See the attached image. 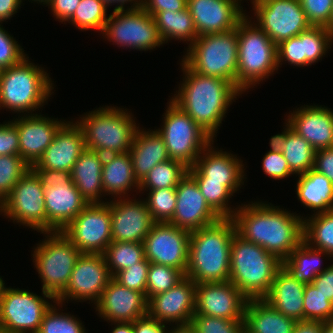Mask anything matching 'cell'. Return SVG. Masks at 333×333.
<instances>
[{"mask_svg":"<svg viewBox=\"0 0 333 333\" xmlns=\"http://www.w3.org/2000/svg\"><path fill=\"white\" fill-rule=\"evenodd\" d=\"M150 262L145 258L136 265L119 271L113 279L120 285L143 293L146 296L147 275Z\"/></svg>","mask_w":333,"mask_h":333,"instance_id":"obj_50","label":"cell"},{"mask_svg":"<svg viewBox=\"0 0 333 333\" xmlns=\"http://www.w3.org/2000/svg\"><path fill=\"white\" fill-rule=\"evenodd\" d=\"M0 23V70L21 63L28 54Z\"/></svg>","mask_w":333,"mask_h":333,"instance_id":"obj_51","label":"cell"},{"mask_svg":"<svg viewBox=\"0 0 333 333\" xmlns=\"http://www.w3.org/2000/svg\"><path fill=\"white\" fill-rule=\"evenodd\" d=\"M213 145L214 141L203 150L195 164L188 168V174L195 181L222 182L233 194L239 192L247 178L243 160Z\"/></svg>","mask_w":333,"mask_h":333,"instance_id":"obj_18","label":"cell"},{"mask_svg":"<svg viewBox=\"0 0 333 333\" xmlns=\"http://www.w3.org/2000/svg\"><path fill=\"white\" fill-rule=\"evenodd\" d=\"M60 306L63 307L61 303L55 301V304L47 310L37 333H88L79 318L61 312Z\"/></svg>","mask_w":333,"mask_h":333,"instance_id":"obj_43","label":"cell"},{"mask_svg":"<svg viewBox=\"0 0 333 333\" xmlns=\"http://www.w3.org/2000/svg\"><path fill=\"white\" fill-rule=\"evenodd\" d=\"M242 0H187L198 36L222 33L237 28L247 15Z\"/></svg>","mask_w":333,"mask_h":333,"instance_id":"obj_22","label":"cell"},{"mask_svg":"<svg viewBox=\"0 0 333 333\" xmlns=\"http://www.w3.org/2000/svg\"><path fill=\"white\" fill-rule=\"evenodd\" d=\"M248 299L230 281L196 284L195 314L244 320Z\"/></svg>","mask_w":333,"mask_h":333,"instance_id":"obj_20","label":"cell"},{"mask_svg":"<svg viewBox=\"0 0 333 333\" xmlns=\"http://www.w3.org/2000/svg\"><path fill=\"white\" fill-rule=\"evenodd\" d=\"M133 116L127 108L107 105L80 115L76 123L83 131L86 148L104 155L121 154L129 152L139 127Z\"/></svg>","mask_w":333,"mask_h":333,"instance_id":"obj_6","label":"cell"},{"mask_svg":"<svg viewBox=\"0 0 333 333\" xmlns=\"http://www.w3.org/2000/svg\"><path fill=\"white\" fill-rule=\"evenodd\" d=\"M112 278L145 259L144 245L138 242L112 241L103 253Z\"/></svg>","mask_w":333,"mask_h":333,"instance_id":"obj_41","label":"cell"},{"mask_svg":"<svg viewBox=\"0 0 333 333\" xmlns=\"http://www.w3.org/2000/svg\"><path fill=\"white\" fill-rule=\"evenodd\" d=\"M322 333H333V320L322 322Z\"/></svg>","mask_w":333,"mask_h":333,"instance_id":"obj_66","label":"cell"},{"mask_svg":"<svg viewBox=\"0 0 333 333\" xmlns=\"http://www.w3.org/2000/svg\"><path fill=\"white\" fill-rule=\"evenodd\" d=\"M326 28L333 34V9H332L331 17H330V22L326 26Z\"/></svg>","mask_w":333,"mask_h":333,"instance_id":"obj_67","label":"cell"},{"mask_svg":"<svg viewBox=\"0 0 333 333\" xmlns=\"http://www.w3.org/2000/svg\"><path fill=\"white\" fill-rule=\"evenodd\" d=\"M0 333H9V332L0 325Z\"/></svg>","mask_w":333,"mask_h":333,"instance_id":"obj_70","label":"cell"},{"mask_svg":"<svg viewBox=\"0 0 333 333\" xmlns=\"http://www.w3.org/2000/svg\"><path fill=\"white\" fill-rule=\"evenodd\" d=\"M147 130L140 126L137 128L129 150L134 175L139 183L155 165L170 159L162 135L156 129Z\"/></svg>","mask_w":333,"mask_h":333,"instance_id":"obj_30","label":"cell"},{"mask_svg":"<svg viewBox=\"0 0 333 333\" xmlns=\"http://www.w3.org/2000/svg\"><path fill=\"white\" fill-rule=\"evenodd\" d=\"M298 176L296 194L301 204L313 214L333 209V183L322 173L311 168Z\"/></svg>","mask_w":333,"mask_h":333,"instance_id":"obj_35","label":"cell"},{"mask_svg":"<svg viewBox=\"0 0 333 333\" xmlns=\"http://www.w3.org/2000/svg\"><path fill=\"white\" fill-rule=\"evenodd\" d=\"M30 168L20 155L0 156V204Z\"/></svg>","mask_w":333,"mask_h":333,"instance_id":"obj_47","label":"cell"},{"mask_svg":"<svg viewBox=\"0 0 333 333\" xmlns=\"http://www.w3.org/2000/svg\"><path fill=\"white\" fill-rule=\"evenodd\" d=\"M188 168L183 162L175 159L158 163L139 183V190L176 188L188 174Z\"/></svg>","mask_w":333,"mask_h":333,"instance_id":"obj_40","label":"cell"},{"mask_svg":"<svg viewBox=\"0 0 333 333\" xmlns=\"http://www.w3.org/2000/svg\"><path fill=\"white\" fill-rule=\"evenodd\" d=\"M169 327L170 328H168L167 333H196L195 328L191 325V323L177 324L173 326L169 325Z\"/></svg>","mask_w":333,"mask_h":333,"instance_id":"obj_65","label":"cell"},{"mask_svg":"<svg viewBox=\"0 0 333 333\" xmlns=\"http://www.w3.org/2000/svg\"><path fill=\"white\" fill-rule=\"evenodd\" d=\"M190 323L196 333H243L245 331L244 320H228L203 314H194Z\"/></svg>","mask_w":333,"mask_h":333,"instance_id":"obj_49","label":"cell"},{"mask_svg":"<svg viewBox=\"0 0 333 333\" xmlns=\"http://www.w3.org/2000/svg\"><path fill=\"white\" fill-rule=\"evenodd\" d=\"M304 287V283L298 282L281 266L264 300L286 317L304 320Z\"/></svg>","mask_w":333,"mask_h":333,"instance_id":"obj_31","label":"cell"},{"mask_svg":"<svg viewBox=\"0 0 333 333\" xmlns=\"http://www.w3.org/2000/svg\"><path fill=\"white\" fill-rule=\"evenodd\" d=\"M107 9L101 0H81L67 22L81 31L92 29L102 33L108 20Z\"/></svg>","mask_w":333,"mask_h":333,"instance_id":"obj_42","label":"cell"},{"mask_svg":"<svg viewBox=\"0 0 333 333\" xmlns=\"http://www.w3.org/2000/svg\"><path fill=\"white\" fill-rule=\"evenodd\" d=\"M176 209L168 222L189 232L217 222L221 217L207 204L196 181L187 174L176 187Z\"/></svg>","mask_w":333,"mask_h":333,"instance_id":"obj_23","label":"cell"},{"mask_svg":"<svg viewBox=\"0 0 333 333\" xmlns=\"http://www.w3.org/2000/svg\"><path fill=\"white\" fill-rule=\"evenodd\" d=\"M153 17L164 44L174 39L183 43L187 41L186 43L190 46L198 37L188 7L176 12H157Z\"/></svg>","mask_w":333,"mask_h":333,"instance_id":"obj_38","label":"cell"},{"mask_svg":"<svg viewBox=\"0 0 333 333\" xmlns=\"http://www.w3.org/2000/svg\"><path fill=\"white\" fill-rule=\"evenodd\" d=\"M81 0H49L45 5L52 11L54 18L61 23L67 22L75 13Z\"/></svg>","mask_w":333,"mask_h":333,"instance_id":"obj_55","label":"cell"},{"mask_svg":"<svg viewBox=\"0 0 333 333\" xmlns=\"http://www.w3.org/2000/svg\"><path fill=\"white\" fill-rule=\"evenodd\" d=\"M313 169L324 174L333 183V147L316 150Z\"/></svg>","mask_w":333,"mask_h":333,"instance_id":"obj_58","label":"cell"},{"mask_svg":"<svg viewBox=\"0 0 333 333\" xmlns=\"http://www.w3.org/2000/svg\"><path fill=\"white\" fill-rule=\"evenodd\" d=\"M45 239L33 248L31 256L42 283V291L55 298L66 288L80 250L62 233L42 232Z\"/></svg>","mask_w":333,"mask_h":333,"instance_id":"obj_9","label":"cell"},{"mask_svg":"<svg viewBox=\"0 0 333 333\" xmlns=\"http://www.w3.org/2000/svg\"><path fill=\"white\" fill-rule=\"evenodd\" d=\"M85 148L83 131L76 121L71 119L60 127L52 143L31 168L71 172Z\"/></svg>","mask_w":333,"mask_h":333,"instance_id":"obj_28","label":"cell"},{"mask_svg":"<svg viewBox=\"0 0 333 333\" xmlns=\"http://www.w3.org/2000/svg\"><path fill=\"white\" fill-rule=\"evenodd\" d=\"M332 43L333 34L326 27L311 26L277 45L278 69L283 63L304 67L322 61Z\"/></svg>","mask_w":333,"mask_h":333,"instance_id":"obj_21","label":"cell"},{"mask_svg":"<svg viewBox=\"0 0 333 333\" xmlns=\"http://www.w3.org/2000/svg\"><path fill=\"white\" fill-rule=\"evenodd\" d=\"M163 113V124L156 129L163 137L170 159L195 164L203 150L214 139L171 99Z\"/></svg>","mask_w":333,"mask_h":333,"instance_id":"obj_10","label":"cell"},{"mask_svg":"<svg viewBox=\"0 0 333 333\" xmlns=\"http://www.w3.org/2000/svg\"><path fill=\"white\" fill-rule=\"evenodd\" d=\"M101 34L113 45L129 50H154L164 44L154 17L142 7L113 10Z\"/></svg>","mask_w":333,"mask_h":333,"instance_id":"obj_11","label":"cell"},{"mask_svg":"<svg viewBox=\"0 0 333 333\" xmlns=\"http://www.w3.org/2000/svg\"><path fill=\"white\" fill-rule=\"evenodd\" d=\"M167 324L146 315L133 322L134 333H167Z\"/></svg>","mask_w":333,"mask_h":333,"instance_id":"obj_59","label":"cell"},{"mask_svg":"<svg viewBox=\"0 0 333 333\" xmlns=\"http://www.w3.org/2000/svg\"><path fill=\"white\" fill-rule=\"evenodd\" d=\"M190 232L170 223L156 222L143 241L145 258L186 274Z\"/></svg>","mask_w":333,"mask_h":333,"instance_id":"obj_17","label":"cell"},{"mask_svg":"<svg viewBox=\"0 0 333 333\" xmlns=\"http://www.w3.org/2000/svg\"><path fill=\"white\" fill-rule=\"evenodd\" d=\"M41 293L42 296H38L28 289L6 287L4 284L0 325L9 333H37L45 313L56 301L52 294Z\"/></svg>","mask_w":333,"mask_h":333,"instance_id":"obj_12","label":"cell"},{"mask_svg":"<svg viewBox=\"0 0 333 333\" xmlns=\"http://www.w3.org/2000/svg\"><path fill=\"white\" fill-rule=\"evenodd\" d=\"M249 17L237 25V89L242 94L278 71L277 45Z\"/></svg>","mask_w":333,"mask_h":333,"instance_id":"obj_7","label":"cell"},{"mask_svg":"<svg viewBox=\"0 0 333 333\" xmlns=\"http://www.w3.org/2000/svg\"><path fill=\"white\" fill-rule=\"evenodd\" d=\"M19 134L11 121L0 124V156L19 155Z\"/></svg>","mask_w":333,"mask_h":333,"instance_id":"obj_54","label":"cell"},{"mask_svg":"<svg viewBox=\"0 0 333 333\" xmlns=\"http://www.w3.org/2000/svg\"><path fill=\"white\" fill-rule=\"evenodd\" d=\"M49 75L28 56L21 63L0 70V110L6 108L19 116L37 114L54 94V81Z\"/></svg>","mask_w":333,"mask_h":333,"instance_id":"obj_4","label":"cell"},{"mask_svg":"<svg viewBox=\"0 0 333 333\" xmlns=\"http://www.w3.org/2000/svg\"><path fill=\"white\" fill-rule=\"evenodd\" d=\"M270 140L283 153L290 170L295 175L306 173L313 168L316 150L286 123L283 127V132L271 136Z\"/></svg>","mask_w":333,"mask_h":333,"instance_id":"obj_36","label":"cell"},{"mask_svg":"<svg viewBox=\"0 0 333 333\" xmlns=\"http://www.w3.org/2000/svg\"><path fill=\"white\" fill-rule=\"evenodd\" d=\"M279 207L262 200L242 203L231 219L239 236L283 261L303 241L305 216Z\"/></svg>","mask_w":333,"mask_h":333,"instance_id":"obj_1","label":"cell"},{"mask_svg":"<svg viewBox=\"0 0 333 333\" xmlns=\"http://www.w3.org/2000/svg\"><path fill=\"white\" fill-rule=\"evenodd\" d=\"M269 145L271 149L265 153L262 159L263 172L274 180H281L291 175L294 176L295 174L290 170L283 153L276 144L270 140Z\"/></svg>","mask_w":333,"mask_h":333,"instance_id":"obj_52","label":"cell"},{"mask_svg":"<svg viewBox=\"0 0 333 333\" xmlns=\"http://www.w3.org/2000/svg\"><path fill=\"white\" fill-rule=\"evenodd\" d=\"M201 194L206 199L207 204L221 217L232 218L239 205L230 206V198L233 194L222 182L196 181Z\"/></svg>","mask_w":333,"mask_h":333,"instance_id":"obj_45","label":"cell"},{"mask_svg":"<svg viewBox=\"0 0 333 333\" xmlns=\"http://www.w3.org/2000/svg\"><path fill=\"white\" fill-rule=\"evenodd\" d=\"M112 327L111 333H134L133 322H111Z\"/></svg>","mask_w":333,"mask_h":333,"instance_id":"obj_64","label":"cell"},{"mask_svg":"<svg viewBox=\"0 0 333 333\" xmlns=\"http://www.w3.org/2000/svg\"><path fill=\"white\" fill-rule=\"evenodd\" d=\"M104 154L85 148L75 162L71 178L80 194L89 204L106 203L101 199L104 195L102 185Z\"/></svg>","mask_w":333,"mask_h":333,"instance_id":"obj_32","label":"cell"},{"mask_svg":"<svg viewBox=\"0 0 333 333\" xmlns=\"http://www.w3.org/2000/svg\"><path fill=\"white\" fill-rule=\"evenodd\" d=\"M312 284L324 294L328 300L333 302V263L320 273L313 280Z\"/></svg>","mask_w":333,"mask_h":333,"instance_id":"obj_60","label":"cell"},{"mask_svg":"<svg viewBox=\"0 0 333 333\" xmlns=\"http://www.w3.org/2000/svg\"><path fill=\"white\" fill-rule=\"evenodd\" d=\"M17 116L11 121L19 134V155L31 167L42 157L57 131L67 120L49 118L41 113Z\"/></svg>","mask_w":333,"mask_h":333,"instance_id":"obj_25","label":"cell"},{"mask_svg":"<svg viewBox=\"0 0 333 333\" xmlns=\"http://www.w3.org/2000/svg\"><path fill=\"white\" fill-rule=\"evenodd\" d=\"M5 284L2 276H0V306H1V296H2V290H3V285Z\"/></svg>","mask_w":333,"mask_h":333,"instance_id":"obj_68","label":"cell"},{"mask_svg":"<svg viewBox=\"0 0 333 333\" xmlns=\"http://www.w3.org/2000/svg\"><path fill=\"white\" fill-rule=\"evenodd\" d=\"M141 7L154 16L161 11H181L187 7V0H143Z\"/></svg>","mask_w":333,"mask_h":333,"instance_id":"obj_56","label":"cell"},{"mask_svg":"<svg viewBox=\"0 0 333 333\" xmlns=\"http://www.w3.org/2000/svg\"><path fill=\"white\" fill-rule=\"evenodd\" d=\"M183 80L170 99L214 140L230 105L242 93L229 81L206 76L180 63Z\"/></svg>","mask_w":333,"mask_h":333,"instance_id":"obj_2","label":"cell"},{"mask_svg":"<svg viewBox=\"0 0 333 333\" xmlns=\"http://www.w3.org/2000/svg\"><path fill=\"white\" fill-rule=\"evenodd\" d=\"M296 322L264 299H251L246 303L244 325L247 333H292Z\"/></svg>","mask_w":333,"mask_h":333,"instance_id":"obj_34","label":"cell"},{"mask_svg":"<svg viewBox=\"0 0 333 333\" xmlns=\"http://www.w3.org/2000/svg\"><path fill=\"white\" fill-rule=\"evenodd\" d=\"M323 105L295 108L285 123L315 149L333 147V110Z\"/></svg>","mask_w":333,"mask_h":333,"instance_id":"obj_27","label":"cell"},{"mask_svg":"<svg viewBox=\"0 0 333 333\" xmlns=\"http://www.w3.org/2000/svg\"><path fill=\"white\" fill-rule=\"evenodd\" d=\"M304 320H333V302L328 300L312 283L304 287Z\"/></svg>","mask_w":333,"mask_h":333,"instance_id":"obj_48","label":"cell"},{"mask_svg":"<svg viewBox=\"0 0 333 333\" xmlns=\"http://www.w3.org/2000/svg\"><path fill=\"white\" fill-rule=\"evenodd\" d=\"M333 262V257L319 249L310 247L306 242L302 241L290 254L282 261V266L291 274L298 282L309 284L322 273L329 265L322 268L324 258Z\"/></svg>","mask_w":333,"mask_h":333,"instance_id":"obj_37","label":"cell"},{"mask_svg":"<svg viewBox=\"0 0 333 333\" xmlns=\"http://www.w3.org/2000/svg\"><path fill=\"white\" fill-rule=\"evenodd\" d=\"M102 185L104 195L112 199L130 197V191L139 192L129 152L104 155Z\"/></svg>","mask_w":333,"mask_h":333,"instance_id":"obj_33","label":"cell"},{"mask_svg":"<svg viewBox=\"0 0 333 333\" xmlns=\"http://www.w3.org/2000/svg\"><path fill=\"white\" fill-rule=\"evenodd\" d=\"M251 5L255 18L252 22L276 45L298 36L312 26L306 18L300 0H258Z\"/></svg>","mask_w":333,"mask_h":333,"instance_id":"obj_14","label":"cell"},{"mask_svg":"<svg viewBox=\"0 0 333 333\" xmlns=\"http://www.w3.org/2000/svg\"><path fill=\"white\" fill-rule=\"evenodd\" d=\"M195 289L196 283L185 276L174 287L148 301V315L168 325L190 323L195 314Z\"/></svg>","mask_w":333,"mask_h":333,"instance_id":"obj_24","label":"cell"},{"mask_svg":"<svg viewBox=\"0 0 333 333\" xmlns=\"http://www.w3.org/2000/svg\"><path fill=\"white\" fill-rule=\"evenodd\" d=\"M281 266L282 261L275 255L234 233L230 249L229 281L248 300L264 299L267 296Z\"/></svg>","mask_w":333,"mask_h":333,"instance_id":"obj_5","label":"cell"},{"mask_svg":"<svg viewBox=\"0 0 333 333\" xmlns=\"http://www.w3.org/2000/svg\"><path fill=\"white\" fill-rule=\"evenodd\" d=\"M98 317L106 322H134L148 315L146 296L136 290L120 285L113 278L94 306Z\"/></svg>","mask_w":333,"mask_h":333,"instance_id":"obj_26","label":"cell"},{"mask_svg":"<svg viewBox=\"0 0 333 333\" xmlns=\"http://www.w3.org/2000/svg\"><path fill=\"white\" fill-rule=\"evenodd\" d=\"M110 204H88L62 233L81 253L103 254L112 242Z\"/></svg>","mask_w":333,"mask_h":333,"instance_id":"obj_15","label":"cell"},{"mask_svg":"<svg viewBox=\"0 0 333 333\" xmlns=\"http://www.w3.org/2000/svg\"><path fill=\"white\" fill-rule=\"evenodd\" d=\"M107 7L110 5H115L113 10H120V9H134L139 8L142 6L143 0H101ZM128 4V6H126ZM129 4L131 6H129ZM126 6V7H125Z\"/></svg>","mask_w":333,"mask_h":333,"instance_id":"obj_63","label":"cell"},{"mask_svg":"<svg viewBox=\"0 0 333 333\" xmlns=\"http://www.w3.org/2000/svg\"><path fill=\"white\" fill-rule=\"evenodd\" d=\"M185 274L177 268H172L158 263H150L147 275L146 299L166 292L174 287Z\"/></svg>","mask_w":333,"mask_h":333,"instance_id":"obj_46","label":"cell"},{"mask_svg":"<svg viewBox=\"0 0 333 333\" xmlns=\"http://www.w3.org/2000/svg\"><path fill=\"white\" fill-rule=\"evenodd\" d=\"M292 333H322V322L314 320L297 321Z\"/></svg>","mask_w":333,"mask_h":333,"instance_id":"obj_62","label":"cell"},{"mask_svg":"<svg viewBox=\"0 0 333 333\" xmlns=\"http://www.w3.org/2000/svg\"><path fill=\"white\" fill-rule=\"evenodd\" d=\"M300 3L312 26L326 27L329 24L333 0H300Z\"/></svg>","mask_w":333,"mask_h":333,"instance_id":"obj_53","label":"cell"},{"mask_svg":"<svg viewBox=\"0 0 333 333\" xmlns=\"http://www.w3.org/2000/svg\"><path fill=\"white\" fill-rule=\"evenodd\" d=\"M0 215L40 234L47 232L44 187L31 168L0 204Z\"/></svg>","mask_w":333,"mask_h":333,"instance_id":"obj_13","label":"cell"},{"mask_svg":"<svg viewBox=\"0 0 333 333\" xmlns=\"http://www.w3.org/2000/svg\"><path fill=\"white\" fill-rule=\"evenodd\" d=\"M236 232L231 218L190 232L186 277L196 284L227 282L230 278V249Z\"/></svg>","mask_w":333,"mask_h":333,"instance_id":"obj_3","label":"cell"},{"mask_svg":"<svg viewBox=\"0 0 333 333\" xmlns=\"http://www.w3.org/2000/svg\"><path fill=\"white\" fill-rule=\"evenodd\" d=\"M249 1H251V4H252V3H254V2L258 1V0H249Z\"/></svg>","mask_w":333,"mask_h":333,"instance_id":"obj_71","label":"cell"},{"mask_svg":"<svg viewBox=\"0 0 333 333\" xmlns=\"http://www.w3.org/2000/svg\"><path fill=\"white\" fill-rule=\"evenodd\" d=\"M47 232H62L89 204L71 179L68 183L44 188Z\"/></svg>","mask_w":333,"mask_h":333,"instance_id":"obj_29","label":"cell"},{"mask_svg":"<svg viewBox=\"0 0 333 333\" xmlns=\"http://www.w3.org/2000/svg\"><path fill=\"white\" fill-rule=\"evenodd\" d=\"M303 241L333 257V209L303 219Z\"/></svg>","mask_w":333,"mask_h":333,"instance_id":"obj_39","label":"cell"},{"mask_svg":"<svg viewBox=\"0 0 333 333\" xmlns=\"http://www.w3.org/2000/svg\"><path fill=\"white\" fill-rule=\"evenodd\" d=\"M31 169L37 174L44 188L55 187L59 184L68 183L72 179L71 172L42 168Z\"/></svg>","mask_w":333,"mask_h":333,"instance_id":"obj_57","label":"cell"},{"mask_svg":"<svg viewBox=\"0 0 333 333\" xmlns=\"http://www.w3.org/2000/svg\"><path fill=\"white\" fill-rule=\"evenodd\" d=\"M185 53L181 60L190 70L227 80L237 88V28L198 36Z\"/></svg>","mask_w":333,"mask_h":333,"instance_id":"obj_8","label":"cell"},{"mask_svg":"<svg viewBox=\"0 0 333 333\" xmlns=\"http://www.w3.org/2000/svg\"><path fill=\"white\" fill-rule=\"evenodd\" d=\"M110 201V202H109ZM111 211L112 241L143 243L156 223L141 198H113L107 201Z\"/></svg>","mask_w":333,"mask_h":333,"instance_id":"obj_19","label":"cell"},{"mask_svg":"<svg viewBox=\"0 0 333 333\" xmlns=\"http://www.w3.org/2000/svg\"><path fill=\"white\" fill-rule=\"evenodd\" d=\"M30 1H31V3H32V1H33V2H36V3H38V4H39V3H40V4L42 3L41 5H45L49 0H30Z\"/></svg>","mask_w":333,"mask_h":333,"instance_id":"obj_69","label":"cell"},{"mask_svg":"<svg viewBox=\"0 0 333 333\" xmlns=\"http://www.w3.org/2000/svg\"><path fill=\"white\" fill-rule=\"evenodd\" d=\"M111 279L103 254L81 253L75 262L66 288L56 297V301L64 305L70 300L76 302L89 300V304L91 301L96 305Z\"/></svg>","mask_w":333,"mask_h":333,"instance_id":"obj_16","label":"cell"},{"mask_svg":"<svg viewBox=\"0 0 333 333\" xmlns=\"http://www.w3.org/2000/svg\"><path fill=\"white\" fill-rule=\"evenodd\" d=\"M23 0H0V23L10 20L14 14L18 13Z\"/></svg>","mask_w":333,"mask_h":333,"instance_id":"obj_61","label":"cell"},{"mask_svg":"<svg viewBox=\"0 0 333 333\" xmlns=\"http://www.w3.org/2000/svg\"><path fill=\"white\" fill-rule=\"evenodd\" d=\"M149 192L143 198L155 222L168 223L176 209V188H160L156 190H139L141 194ZM144 191V192H143Z\"/></svg>","mask_w":333,"mask_h":333,"instance_id":"obj_44","label":"cell"}]
</instances>
